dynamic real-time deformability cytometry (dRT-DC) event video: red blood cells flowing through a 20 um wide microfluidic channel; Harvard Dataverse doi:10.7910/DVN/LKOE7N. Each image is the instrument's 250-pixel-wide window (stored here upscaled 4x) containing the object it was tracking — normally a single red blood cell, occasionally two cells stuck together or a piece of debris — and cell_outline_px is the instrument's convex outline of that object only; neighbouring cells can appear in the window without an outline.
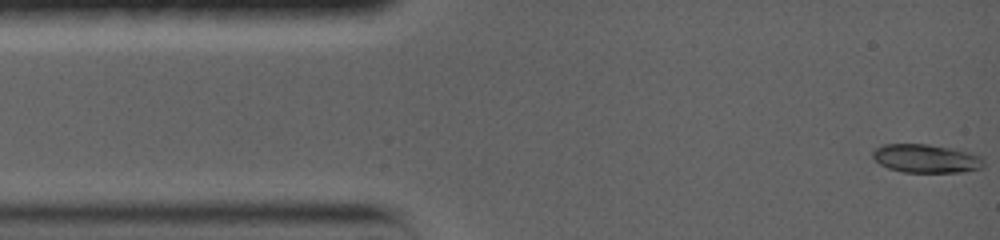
{"species": "common noctule bat (a hibernating species)", "species_latin": "Nyctalus noctula", "temperature_condition": "warm", "stored_images_in_passage": 9, "camera_frame_rate_fps": 5000, "um_per_image_px": 0.085, "animal": {"sex": "female", "body_mass_g": 19.0, "forearm_length_mm": 56.7}, "frame": {"image": 1, "passage_image": 1, "time_ms": 0.0, "image_size_px": [1000, 240], "cell_outline_px": [[984, 164], [980, 168], [964, 172], [904, 172], [888, 168], [880, 164], [872, 156], [872, 152], [876, 148], [884, 144], [928, 144], [952, 148], [968, 152], [980, 156], [984, 160]], "centroid_in_image_um": [78.71, 13.47], "position_along_channel_um": 6.3, "area_um2": 18.38}}
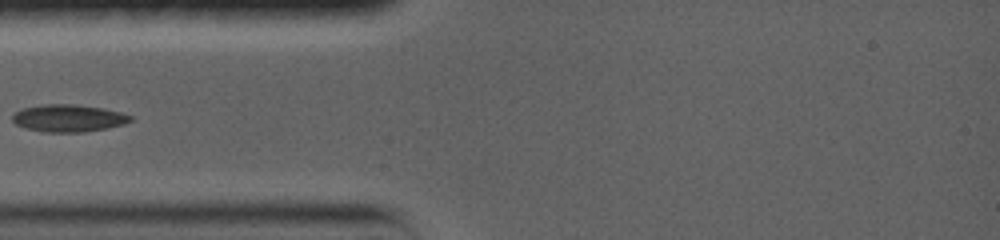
{"frame": {"image": 2, "passage_image": 6, "time_ms": 4.2, "image_size_px": [1000, 240], "cell_outline_px": [[132, 120], [124, 124], [108, 128], [84, 132], [44, 132], [24, 128], [16, 124], [12, 120], [12, 112], [24, 108], [44, 104], [72, 104], [104, 108], [120, 112], [132, 116]], "centroid_in_image_um": [5.8, 10.05], "position_along_channel_um": 79.2, "area_um2": 18.9}}
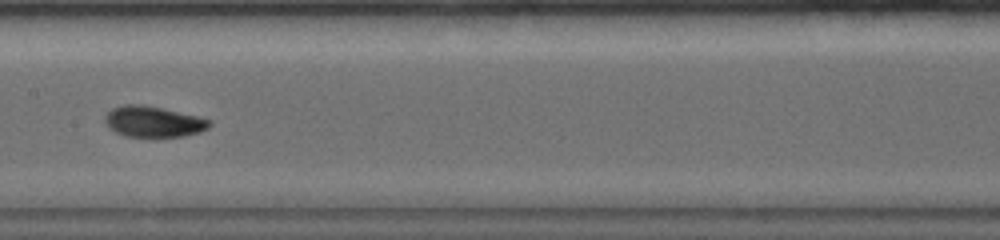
{"frame": {"image": 3, "passage_image": 9, "time_ms": 7.4, "image_size_px": [1000, 240], "cell_outline_px": [[212, 124], [208, 128], [200, 132], [184, 136], [128, 136], [116, 132], [108, 128], [104, 120], [104, 116], [112, 108], [124, 104], [140, 104], [160, 108], [196, 116], [212, 120]], "centroid_in_image_um": [13.02, 10.33], "position_along_channel_um": 194.4, "area_um2": 18.61}}